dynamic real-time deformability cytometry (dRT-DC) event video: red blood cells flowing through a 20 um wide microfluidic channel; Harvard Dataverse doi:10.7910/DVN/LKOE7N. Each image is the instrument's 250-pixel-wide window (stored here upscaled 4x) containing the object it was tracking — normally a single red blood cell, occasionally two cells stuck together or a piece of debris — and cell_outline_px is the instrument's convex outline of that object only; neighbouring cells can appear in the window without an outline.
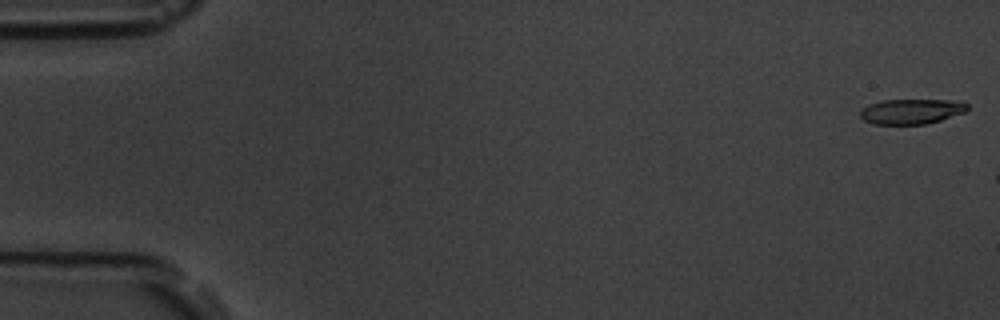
{"species": "common noctule bat (a hibernating species)", "species_latin": "Nyctalus noctula", "temperature_condition": "room temperature", "stored_images_in_passage": 7, "camera_frame_rate_fps": 3000, "um_per_image_px": 0.085, "animal": {"sex": "male", "body_mass_g": 19.5, "forearm_length_mm": 54.6}, "frame": {"image": 1, "passage_image": 1, "time_ms": 0.0, "image_size_px": [1000, 320], "cell_outline_px": [[968, 108], [964, 112], [940, 120], [924, 124], [872, 124], [864, 120], [860, 116], [860, 112], [868, 104], [884, 100], [956, 100], [968, 104]], "centroid_in_image_um": [77.46, 9.47], "position_along_channel_um": 7.5, "area_um2": 15.55}}